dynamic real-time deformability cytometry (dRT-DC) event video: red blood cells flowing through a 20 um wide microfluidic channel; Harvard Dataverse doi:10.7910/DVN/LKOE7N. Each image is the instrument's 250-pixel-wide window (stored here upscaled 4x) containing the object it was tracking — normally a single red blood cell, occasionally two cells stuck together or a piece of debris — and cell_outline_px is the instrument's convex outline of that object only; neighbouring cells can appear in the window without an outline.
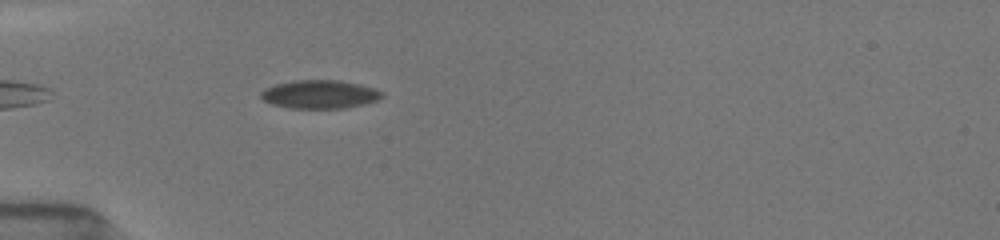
{"species": "common noctule bat (a hibernating species)", "species_latin": "Nyctalus noctula", "temperature_condition": "room temperature", "stored_images_in_passage": 15, "camera_frame_rate_fps": 3000, "um_per_image_px": 0.085, "animal": {"sex": "female", "body_mass_g": 19.5, "forearm_length_mm": 54.1}, "frame": {"image": 1, "passage_image": 5, "time_ms": 1.333, "image_size_px": [1000, 240], "cell_outline_px": [[384, 96], [376, 100], [364, 104], [344, 108], [288, 108], [272, 104], [264, 100], [260, 96], [260, 92], [264, 88], [276, 84], [292, 80], [340, 80], [360, 84], [376, 88], [384, 92]], "centroid_in_image_um": [27.19, 8.01], "position_along_channel_um": 57.8, "area_um2": 20.23}}
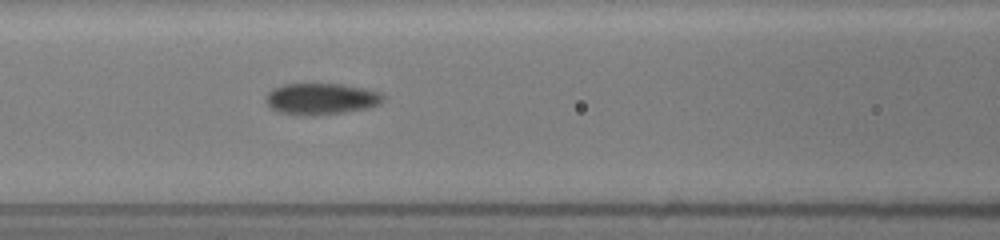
{"frame": {"image": 2, "passage_image": 12, "time_ms": 3.667, "image_size_px": [1000, 240], "cell_outline_px": [[384, 100], [380, 104], [368, 108], [344, 112], [280, 112], [272, 108], [264, 100], [264, 96], [272, 88], [284, 84], [344, 84], [364, 88], [380, 92], [384, 96]], "centroid_in_image_um": [27.34, 8.34], "position_along_channel_um": 139.3, "area_um2": 20.63}}
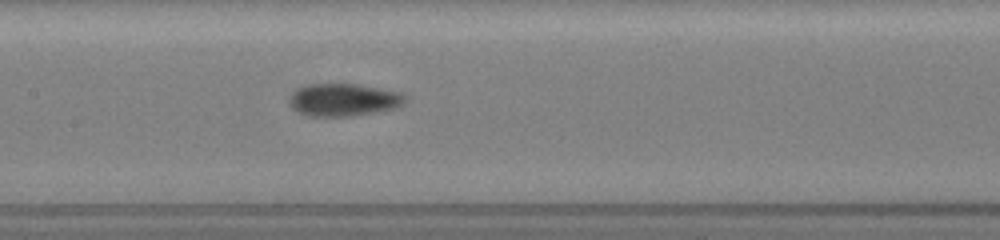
{"frame": {"image": 3, "passage_image": 15, "time_ms": 4.667, "image_size_px": [1000, 240], "cell_outline_px": [[408, 96], [404, 104], [396, 108], [352, 116], [308, 116], [292, 108], [288, 104], [288, 96], [296, 88], [304, 84], [360, 84], [400, 92]], "centroid_in_image_um": [29.18, 8.47], "position_along_channel_um": 178.2, "area_um2": 22.37}}